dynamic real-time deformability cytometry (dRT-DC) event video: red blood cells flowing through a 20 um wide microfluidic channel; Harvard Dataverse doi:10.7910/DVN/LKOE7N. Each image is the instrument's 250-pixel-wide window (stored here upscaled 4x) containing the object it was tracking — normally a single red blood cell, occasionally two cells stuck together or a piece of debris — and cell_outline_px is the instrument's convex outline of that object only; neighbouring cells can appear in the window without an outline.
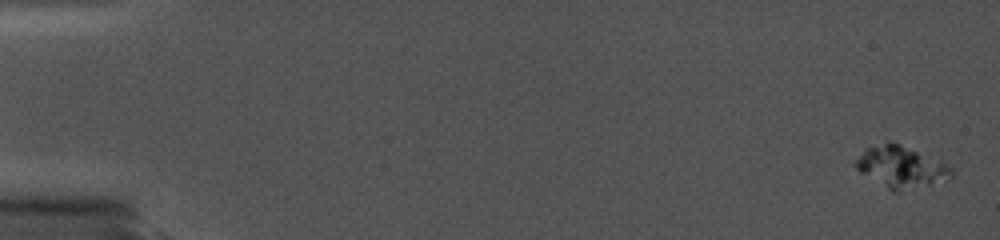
{"species": "common noctule bat (a hibernating species)", "species_latin": "Nyctalus noctula", "temperature_condition": "cold", "stored_images_in_passage": 78, "camera_frame_rate_fps": 5000, "um_per_image_px": 0.085, "animal": {"sex": "female", "body_mass_g": 19.0, "forearm_length_mm": 56.7}, "frame": {"image": 1, "passage_image": 2, "time_ms": 0.2, "image_size_px": [1000, 240], "cell_outline_px": [[952, 176], [948, 180], [900, 192], [892, 192], [860, 172], [852, 164], [868, 148], [888, 140], [900, 144], [940, 160], [952, 168]], "centroid_in_image_um": [76.6, 14.21], "position_along_channel_um": 8.4, "area_um2": 23.24}}
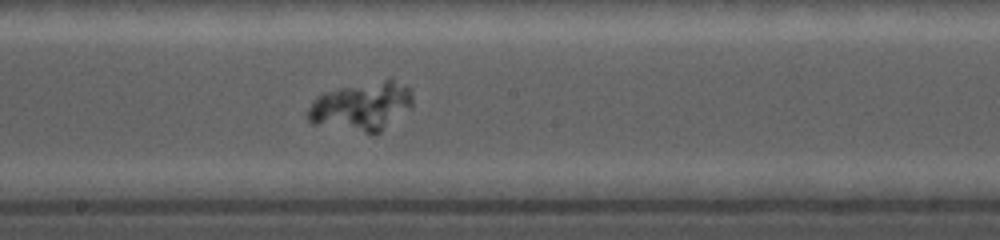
{"frame": {"image": 2, "passage_image": 50, "time_ms": 10.4, "image_size_px": [1000, 240], "cell_outline_px": [[412, 108], [380, 132], [364, 132], [312, 124], [308, 120], [308, 108], [312, 100], [316, 96], [340, 88], [388, 76], [392, 76], [408, 88], [412, 92]], "centroid_in_image_um": [30.79, 8.99], "position_along_channel_um": 217.4, "area_um2": 30.11}}
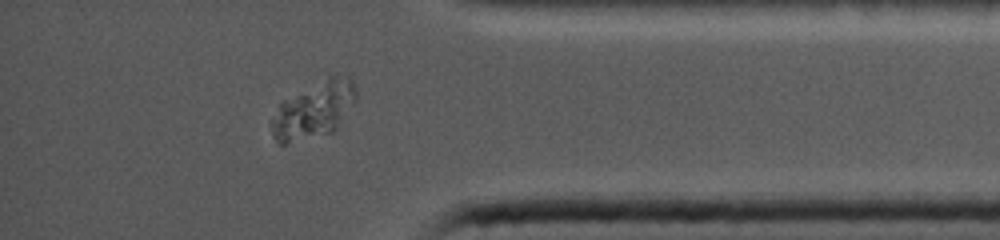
{"frame": {"image": 3, "passage_image": 71, "time_ms": 15.6, "image_size_px": [1000, 240], "cell_outline_px": [[356, 100], [336, 128], [332, 132], [284, 144], [280, 144], [272, 136], [272, 120], [280, 104], [284, 100], [328, 76], [352, 76], [356, 92]], "centroid_in_image_um": [26.7, 9.34], "position_along_channel_um": 408.5, "area_um2": 27.34}}